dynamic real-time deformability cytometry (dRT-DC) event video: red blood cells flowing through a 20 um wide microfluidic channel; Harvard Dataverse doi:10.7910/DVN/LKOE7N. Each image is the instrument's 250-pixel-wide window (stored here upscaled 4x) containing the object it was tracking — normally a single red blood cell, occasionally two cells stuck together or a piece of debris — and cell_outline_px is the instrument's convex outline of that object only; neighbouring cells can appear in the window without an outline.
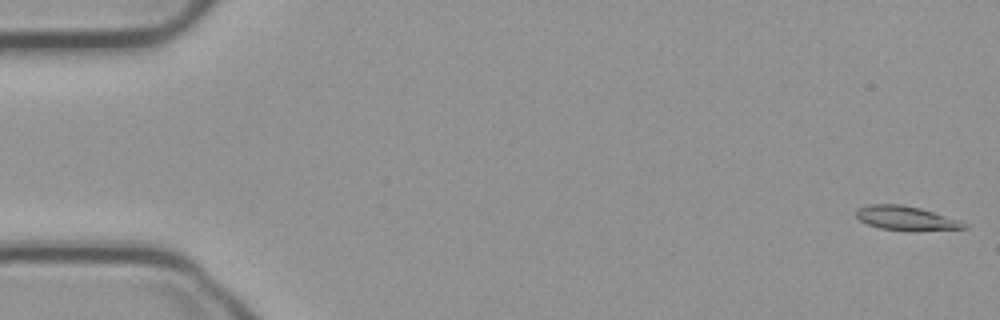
{"species": "common noctule bat (a hibernating species)", "species_latin": "Nyctalus noctula", "temperature_condition": "cold", "stored_images_in_passage": 55, "camera_frame_rate_fps": 3000, "um_per_image_px": 0.085, "animal": {"sex": "male", "body_mass_g": 23.1, "forearm_length_mm": 52.7}, "frame": {"image": 1, "passage_image": 1, "time_ms": 0.0, "image_size_px": [1000, 320], "cell_outline_px": [[968, 228], [880, 228], [868, 224], [860, 220], [856, 216], [856, 212], [860, 208], [868, 204], [900, 204], [920, 208], [960, 220], [968, 224]], "centroid_in_image_um": [76.96, 18.48], "position_along_channel_um": 8.0, "area_um2": 14.1}}
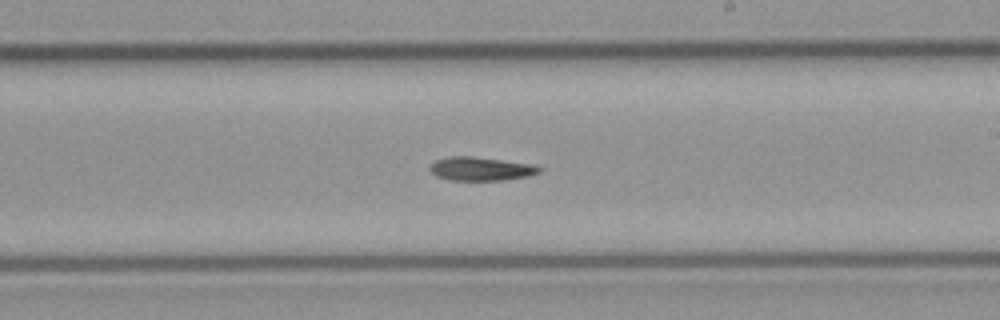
{"frame": {"image": 2, "passage_image": 32, "time_ms": 10.333, "image_size_px": [1000, 320], "cell_outline_px": [[544, 168], [540, 172], [528, 176], [504, 180], [448, 180], [436, 176], [428, 168], [436, 160], [444, 156], [472, 156], [532, 164]], "centroid_in_image_um": [40.86, 14.34], "position_along_channel_um": 248.1, "area_um2": 15.14}}
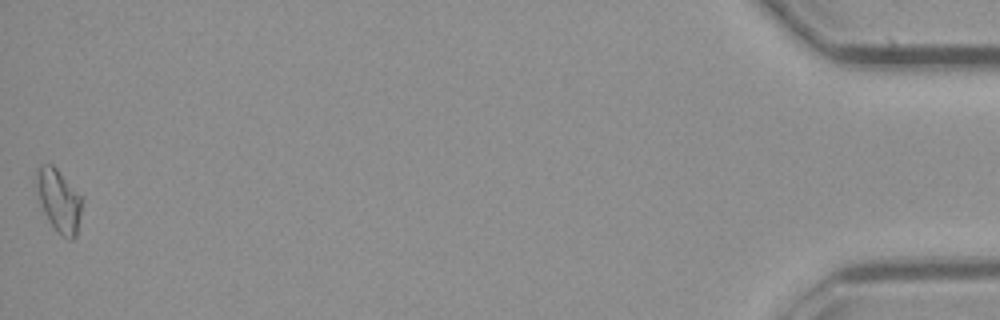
{"frame": {"image": 3, "passage_image": 55, "time_ms": 18.0, "image_size_px": [1000, 320], "cell_outline_px": [[80, 212], [76, 236], [72, 240], [68, 240], [56, 232], [48, 220], [40, 204], [36, 184], [36, 168], [40, 164], [52, 164], [56, 168], [80, 196]], "centroid_in_image_um": [4.95, 17.06], "position_along_channel_um": 430.2, "area_um2": 16.3}, "authors_computed_cell_mechanics": {"area_um2": 15.317, "velocity_mm_per_s": 3.7235, "shape_relaxation_time_tau1_ms": 11.1854, "shape_relaxation_time_tau2_ms": null, "deformation_change_tau1": 0.2356, "deformation_change_tau2": null}}